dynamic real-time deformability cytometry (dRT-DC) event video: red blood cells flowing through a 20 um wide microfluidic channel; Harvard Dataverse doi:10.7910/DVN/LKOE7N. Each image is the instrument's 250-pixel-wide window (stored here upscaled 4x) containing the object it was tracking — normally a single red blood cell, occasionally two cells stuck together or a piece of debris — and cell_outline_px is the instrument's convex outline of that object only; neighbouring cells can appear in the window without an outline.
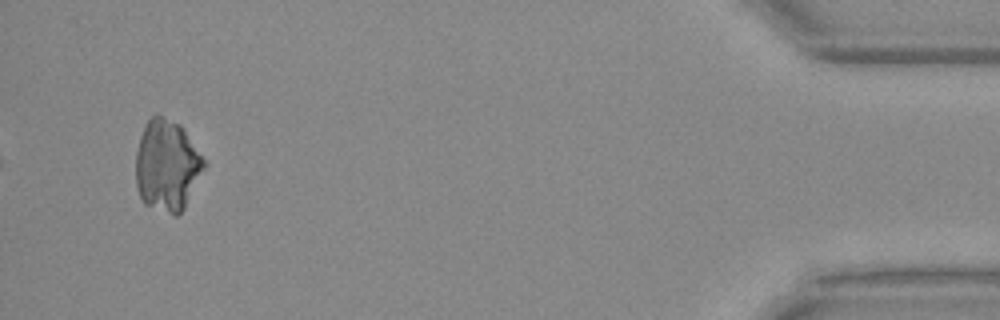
{"species": "Egyptian fruit bat (a non-hibernating species)", "species_latin": "Rousettus aegyptiacus", "temperature_condition": "warm", "stored_images_in_passage": 37, "camera_frame_rate_fps": 3000, "um_per_image_px": 0.085, "animal": {"sex": "female"}, "frame": {"image": 1, "passage_image": 35, "time_ms": 11.333, "image_size_px": [1000, 320], "cell_outline_px": [[208, 164], [184, 208], [176, 216], [172, 216], [144, 204], [140, 196], [136, 184], [136, 152], [140, 136], [144, 124], [156, 112], [180, 124], [184, 128]], "centroid_in_image_um": [14.21, 14.05], "position_along_channel_um": 421.0, "area_um2": 36.93}}